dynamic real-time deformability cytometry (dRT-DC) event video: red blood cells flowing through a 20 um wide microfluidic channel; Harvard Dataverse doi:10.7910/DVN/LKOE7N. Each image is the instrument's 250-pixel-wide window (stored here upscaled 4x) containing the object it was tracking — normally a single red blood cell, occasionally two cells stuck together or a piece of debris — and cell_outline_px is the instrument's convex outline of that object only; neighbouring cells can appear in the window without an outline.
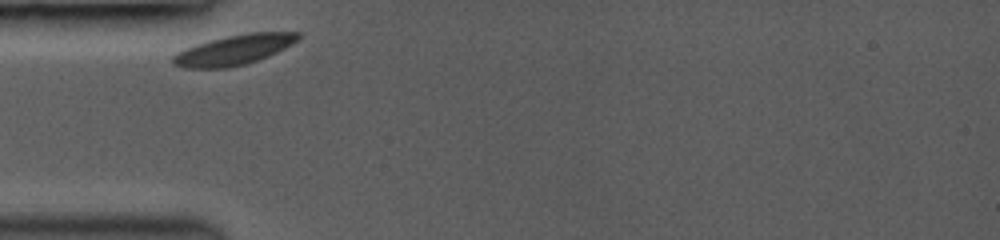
{"species": "common noctule bat (a hibernating species)", "species_latin": "Nyctalus noctula", "temperature_condition": "room temperature", "stored_images_in_passage": 6, "camera_frame_rate_fps": 3000, "um_per_image_px": 0.085, "animal": {"sex": "female", "body_mass_g": 19.0, "forearm_length_mm": 53.3}, "frame": {"image": 1, "passage_image": 1, "time_ms": 0.0, "image_size_px": [1000, 240], "cell_outline_px": [[300, 36], [296, 40], [284, 48], [268, 56], [244, 64], [228, 68], [184, 68], [172, 64], [172, 56], [196, 44], [228, 36], [248, 32], [300, 32]], "centroid_in_image_um": [19.88, 4.24], "position_along_channel_um": 65.1, "area_um2": 21.44}}
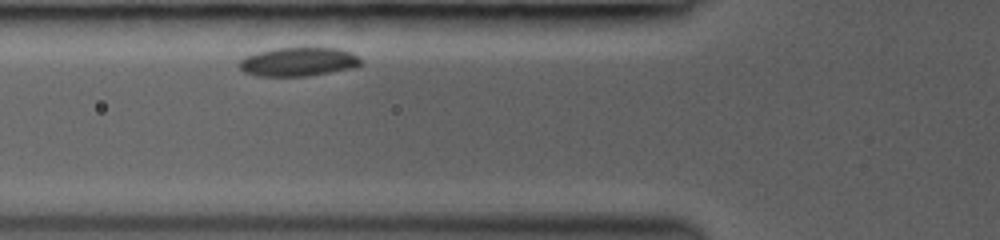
{"frame": {"image": 2, "passage_image": 5, "time_ms": 1.0, "image_size_px": [1000, 240], "cell_outline_px": [[360, 64], [356, 68], [308, 76], [256, 76], [244, 72], [236, 64], [240, 60], [248, 56], [272, 48], [340, 48], [356, 56], [360, 60]], "centroid_in_image_um": [25.34, 5.26], "position_along_channel_um": 100.5, "area_um2": 20.35}}